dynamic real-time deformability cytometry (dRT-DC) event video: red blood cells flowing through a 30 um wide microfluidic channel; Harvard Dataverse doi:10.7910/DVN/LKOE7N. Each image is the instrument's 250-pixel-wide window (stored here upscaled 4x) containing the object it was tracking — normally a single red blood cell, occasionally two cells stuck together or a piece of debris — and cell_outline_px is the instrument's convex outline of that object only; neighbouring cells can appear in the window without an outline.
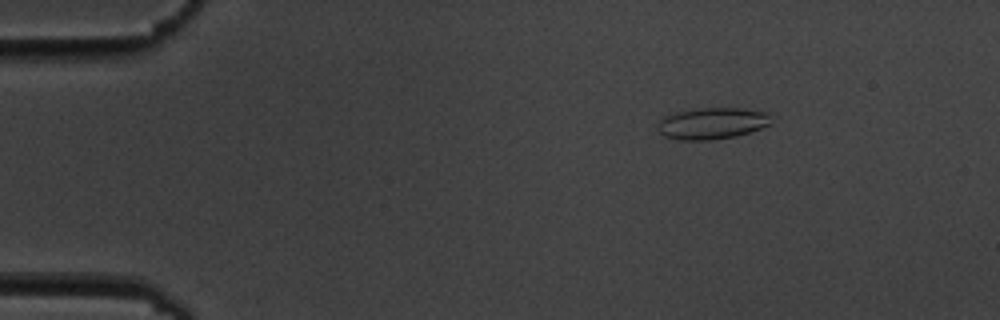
{"species": "common noctule bat (a hibernating species)", "species_latin": "Nyctalus noctula", "temperature_condition": "cold", "stored_images_in_passage": 11, "camera_frame_rate_fps": 3000, "um_per_image_px": 0.085, "animal": {"sex": "male", "body_mass_g": 19.5, "forearm_length_mm": 54.6}, "frame": {"image": 1, "passage_image": 2, "time_ms": 2.0, "image_size_px": [1000, 320], "cell_outline_px": [[768, 124], [760, 128], [736, 136], [712, 140], [680, 140], [664, 136], [656, 128], [660, 120], [664, 116], [676, 112], [704, 108], [740, 108], [768, 112]], "centroid_in_image_um": [60.47, 10.49], "position_along_channel_um": 24.5, "area_um2": 20.58}}
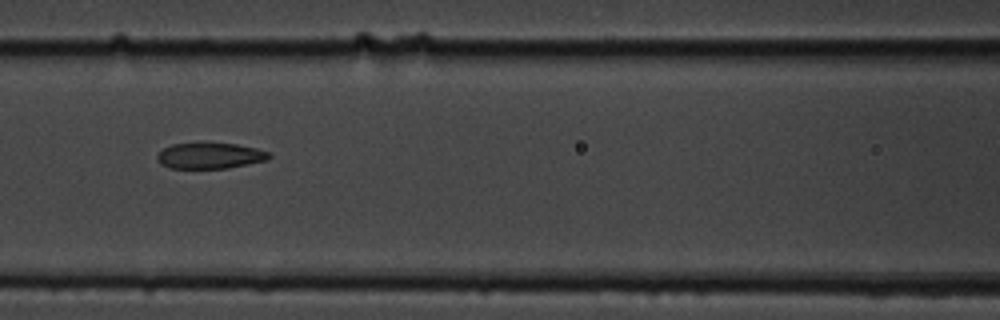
{"frame": {"image": 2, "passage_image": 7, "time_ms": 7.667, "image_size_px": [1000, 320], "cell_outline_px": [[272, 156], [268, 160], [228, 168], [168, 168], [160, 164], [156, 160], [156, 156], [164, 148], [172, 144], [196, 140], [236, 144], [256, 148], [268, 152]], "centroid_in_image_um": [17.8, 13.2], "position_along_channel_um": 148.8, "area_um2": 17.63}}
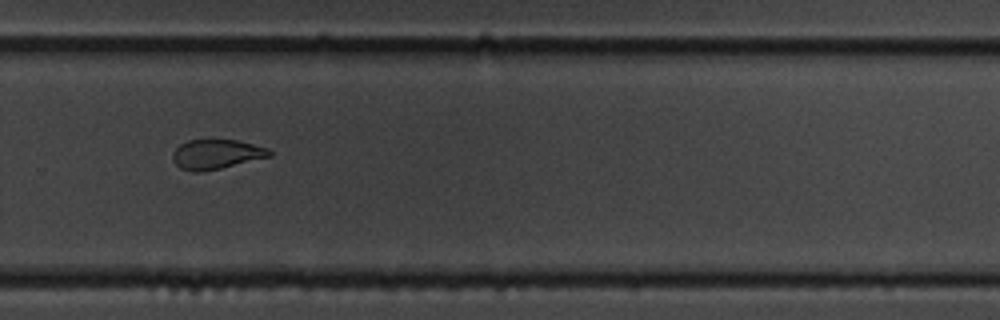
{"frame": {"image": 3, "passage_image": 11, "time_ms": 12.333, "image_size_px": [1000, 320], "cell_outline_px": [[272, 156], [220, 168], [200, 172], [192, 172], [180, 168], [172, 160], [172, 152], [180, 144], [188, 140], [236, 140], [268, 148], [272, 152]], "centroid_in_image_um": [18.36, 13.11], "position_along_channel_um": 311.4, "area_um2": 16.65}}